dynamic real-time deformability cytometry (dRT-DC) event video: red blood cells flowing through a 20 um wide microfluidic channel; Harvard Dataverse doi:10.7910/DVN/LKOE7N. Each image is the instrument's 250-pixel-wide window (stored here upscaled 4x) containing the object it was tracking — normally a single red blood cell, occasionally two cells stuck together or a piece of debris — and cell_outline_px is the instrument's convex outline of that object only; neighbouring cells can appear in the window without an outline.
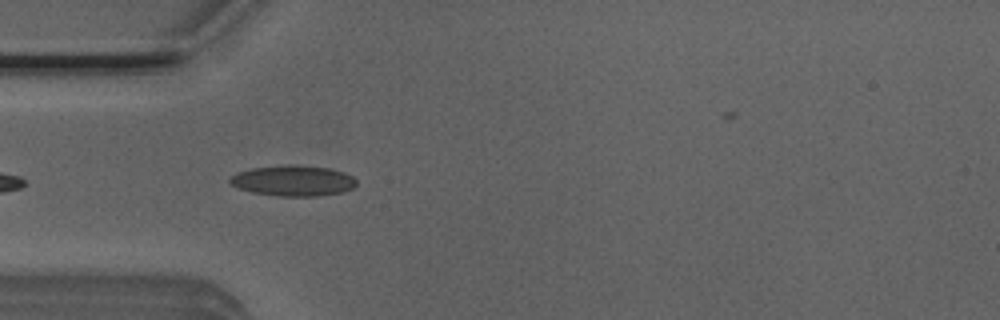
{"species": "Egyptian fruit bat (a non-hibernating species)", "species_latin": "Rousettus aegyptiacus", "temperature_condition": "room temperature", "stored_images_in_passage": 23, "camera_frame_rate_fps": 3000, "um_per_image_px": 0.085, "animal": {"sex": "male"}, "frame": {"image": 1, "passage_image": 1, "time_ms": 0.0, "image_size_px": [1000, 320], "cell_outline_px": [[356, 184], [352, 188], [344, 192], [320, 196], [276, 196], [252, 192], [240, 188], [232, 184], [228, 180], [232, 176], [240, 172], [252, 168], [288, 164], [292, 164], [328, 168], [344, 172], [352, 176], [356, 180]], "centroid_in_image_um": [24.95, 15.36], "position_along_channel_um": 60.0, "area_um2": 22.54}}
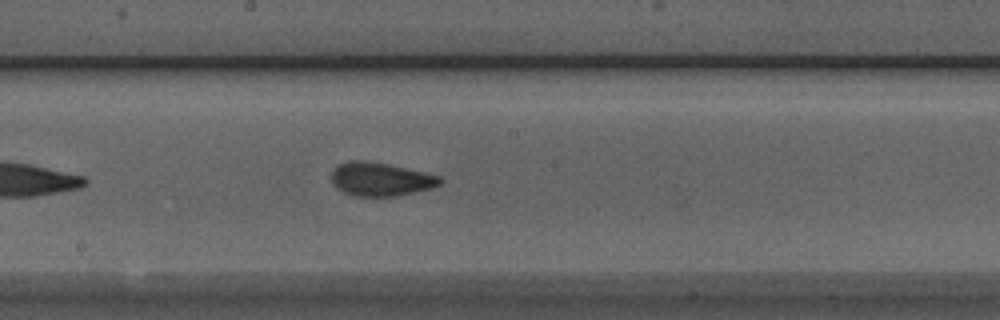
{"frame": {"image": 2, "passage_image": 13, "time_ms": 4.0, "image_size_px": [1000, 320], "cell_outline_px": [[444, 180], [440, 184], [432, 188], [396, 196], [356, 196], [344, 192], [336, 188], [332, 180], [332, 172], [340, 164], [348, 160], [364, 160], [388, 164], [440, 176]], "centroid_in_image_um": [32.36, 15.23], "position_along_channel_um": 215.8, "area_um2": 21.04}}
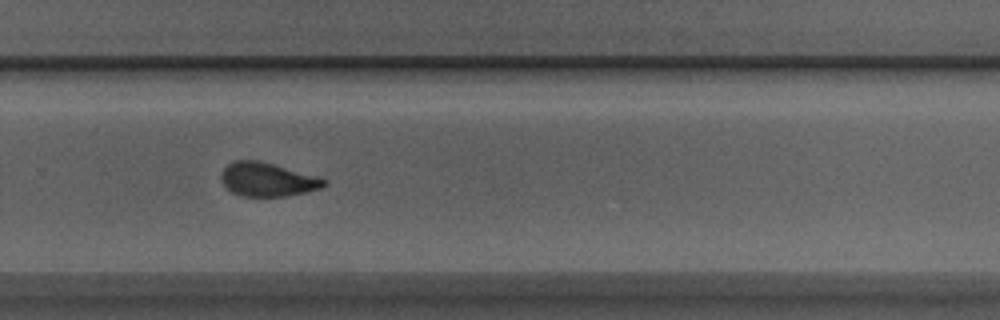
{"frame": {"image": 3, "passage_image": 20, "time_ms": 6.333, "image_size_px": [1000, 320], "cell_outline_px": [[328, 184], [320, 188], [304, 192], [284, 196], [240, 196], [232, 192], [220, 180], [220, 172], [228, 164], [236, 160], [260, 160], [320, 176], [328, 180]], "centroid_in_image_um": [22.75, 15.24], "position_along_channel_um": 307.0, "area_um2": 20.46}}